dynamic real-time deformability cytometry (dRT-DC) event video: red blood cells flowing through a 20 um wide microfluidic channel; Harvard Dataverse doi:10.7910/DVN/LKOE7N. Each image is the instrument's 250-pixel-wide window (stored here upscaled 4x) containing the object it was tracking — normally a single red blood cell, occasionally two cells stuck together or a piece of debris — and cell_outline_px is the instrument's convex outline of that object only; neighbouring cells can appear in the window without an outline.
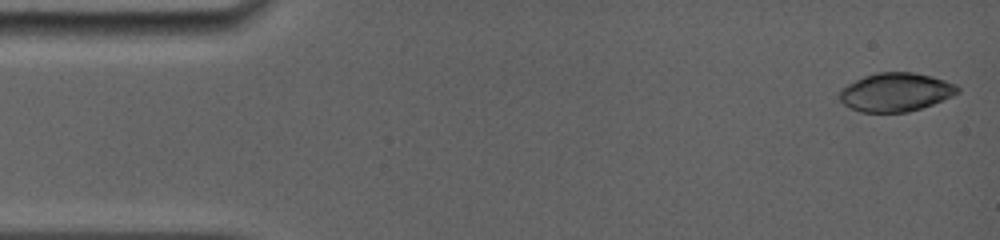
{"species": "common noctule bat (a hibernating species)", "species_latin": "Nyctalus noctula", "temperature_condition": "room temperature", "stored_images_in_passage": 6, "camera_frame_rate_fps": 5000, "um_per_image_px": 0.085, "animal": {"sex": "female", "body_mass_g": 19.0, "forearm_length_mm": 56.7}, "frame": {"image": 1, "passage_image": 1, "time_ms": 0.0, "image_size_px": [1000, 240], "cell_outline_px": [[960, 92], [952, 96], [932, 104], [908, 112], [860, 112], [844, 104], [840, 100], [840, 88], [864, 76], [876, 72], [912, 72], [932, 76], [956, 84], [960, 88]], "centroid_in_image_um": [76.14, 7.82], "position_along_channel_um": 8.9, "area_um2": 26.47}}
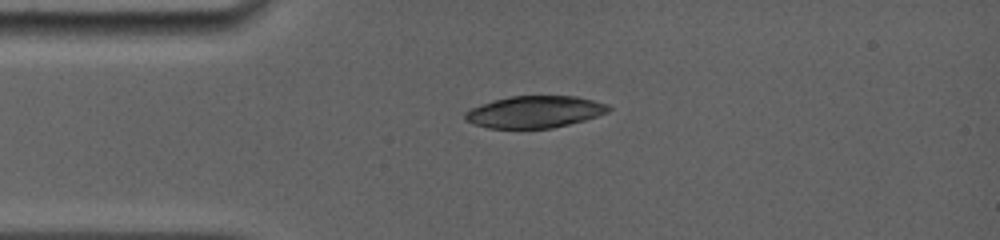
{"frame": {"image": 2, "passage_image": 5, "time_ms": 3.2, "image_size_px": [1000, 240], "cell_outline_px": [[612, 108], [608, 112], [584, 120], [552, 128], [488, 128], [464, 120], [464, 112], [472, 108], [508, 96], [576, 96], [608, 104]], "centroid_in_image_um": [45.46, 9.51], "position_along_channel_um": 39.5, "area_um2": 26.41}}